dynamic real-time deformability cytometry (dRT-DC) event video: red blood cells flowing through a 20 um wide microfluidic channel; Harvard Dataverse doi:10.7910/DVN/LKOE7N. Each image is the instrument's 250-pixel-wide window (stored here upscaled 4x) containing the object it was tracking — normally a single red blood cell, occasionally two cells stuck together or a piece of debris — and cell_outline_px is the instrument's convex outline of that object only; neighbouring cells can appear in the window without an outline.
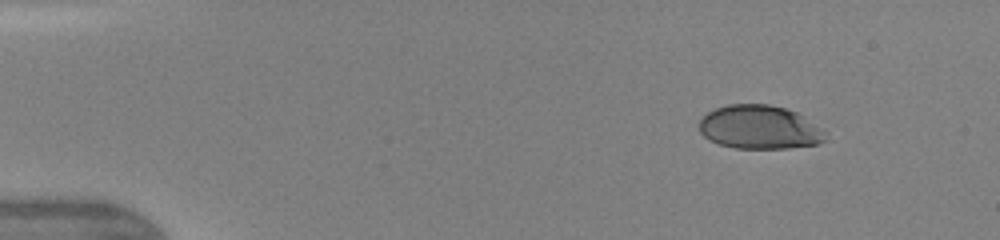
{"species": "human", "species_latin": "Homo sapiens", "temperature_condition": "warm", "stored_images_in_passage": 10, "camera_frame_rate_fps": 3000, "um_per_image_px": 0.085, "donor": {"sex": "female"}, "frame": {"image": 1, "passage_image": 1, "time_ms": 0.0, "image_size_px": [1000, 240], "cell_outline_px": [[828, 140], [816, 144], [788, 148], [736, 148], [720, 144], [708, 140], [700, 132], [700, 116], [716, 108], [728, 104], [768, 104], [784, 108], [796, 112], [824, 132]], "centroid_in_image_um": [64.51, 10.82], "position_along_channel_um": 20.5, "area_um2": 31.91}}
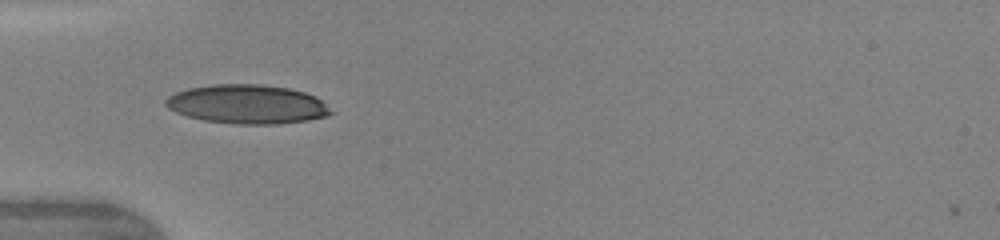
{"frame": {"image": 2, "passage_image": 8, "time_ms": 3.333, "image_size_px": [1000, 240], "cell_outline_px": [[332, 112], [324, 116], [308, 120], [280, 124], [236, 124], [204, 120], [188, 116], [176, 112], [168, 108], [164, 104], [164, 100], [168, 96], [176, 92], [188, 88], [212, 84], [260, 84], [288, 88], [304, 92], [316, 96]], "centroid_in_image_um": [20.97, 8.85], "position_along_channel_um": 64.0, "area_um2": 37.4}}